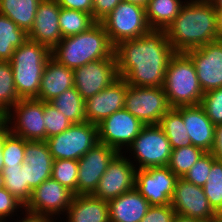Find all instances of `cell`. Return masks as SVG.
I'll list each match as a JSON object with an SVG mask.
<instances>
[{
  "mask_svg": "<svg viewBox=\"0 0 222 222\" xmlns=\"http://www.w3.org/2000/svg\"><path fill=\"white\" fill-rule=\"evenodd\" d=\"M122 1L136 4L142 7H145L148 2V0H122Z\"/></svg>",
  "mask_w": 222,
  "mask_h": 222,
  "instance_id": "51",
  "label": "cell"
},
{
  "mask_svg": "<svg viewBox=\"0 0 222 222\" xmlns=\"http://www.w3.org/2000/svg\"><path fill=\"white\" fill-rule=\"evenodd\" d=\"M74 196L73 191L50 177L32 191L24 210L35 214L56 216V218L59 215L61 219L62 215L65 216Z\"/></svg>",
  "mask_w": 222,
  "mask_h": 222,
  "instance_id": "14",
  "label": "cell"
},
{
  "mask_svg": "<svg viewBox=\"0 0 222 222\" xmlns=\"http://www.w3.org/2000/svg\"><path fill=\"white\" fill-rule=\"evenodd\" d=\"M28 40V33L0 14V61H10L16 48Z\"/></svg>",
  "mask_w": 222,
  "mask_h": 222,
  "instance_id": "27",
  "label": "cell"
},
{
  "mask_svg": "<svg viewBox=\"0 0 222 222\" xmlns=\"http://www.w3.org/2000/svg\"><path fill=\"white\" fill-rule=\"evenodd\" d=\"M95 23L91 14L60 7L59 25L62 38L80 34Z\"/></svg>",
  "mask_w": 222,
  "mask_h": 222,
  "instance_id": "31",
  "label": "cell"
},
{
  "mask_svg": "<svg viewBox=\"0 0 222 222\" xmlns=\"http://www.w3.org/2000/svg\"><path fill=\"white\" fill-rule=\"evenodd\" d=\"M200 106L214 125L222 124V87L204 93Z\"/></svg>",
  "mask_w": 222,
  "mask_h": 222,
  "instance_id": "40",
  "label": "cell"
},
{
  "mask_svg": "<svg viewBox=\"0 0 222 222\" xmlns=\"http://www.w3.org/2000/svg\"><path fill=\"white\" fill-rule=\"evenodd\" d=\"M216 11H222V0H211Z\"/></svg>",
  "mask_w": 222,
  "mask_h": 222,
  "instance_id": "53",
  "label": "cell"
},
{
  "mask_svg": "<svg viewBox=\"0 0 222 222\" xmlns=\"http://www.w3.org/2000/svg\"><path fill=\"white\" fill-rule=\"evenodd\" d=\"M163 89L171 108L200 105L204 92L195 65L185 52H176L170 58Z\"/></svg>",
  "mask_w": 222,
  "mask_h": 222,
  "instance_id": "5",
  "label": "cell"
},
{
  "mask_svg": "<svg viewBox=\"0 0 222 222\" xmlns=\"http://www.w3.org/2000/svg\"><path fill=\"white\" fill-rule=\"evenodd\" d=\"M208 222H222V213H216L215 216Z\"/></svg>",
  "mask_w": 222,
  "mask_h": 222,
  "instance_id": "54",
  "label": "cell"
},
{
  "mask_svg": "<svg viewBox=\"0 0 222 222\" xmlns=\"http://www.w3.org/2000/svg\"><path fill=\"white\" fill-rule=\"evenodd\" d=\"M41 0H0V14L10 18L27 33L34 24L37 7Z\"/></svg>",
  "mask_w": 222,
  "mask_h": 222,
  "instance_id": "26",
  "label": "cell"
},
{
  "mask_svg": "<svg viewBox=\"0 0 222 222\" xmlns=\"http://www.w3.org/2000/svg\"><path fill=\"white\" fill-rule=\"evenodd\" d=\"M118 78L116 59H100L74 69V87L85 100Z\"/></svg>",
  "mask_w": 222,
  "mask_h": 222,
  "instance_id": "17",
  "label": "cell"
},
{
  "mask_svg": "<svg viewBox=\"0 0 222 222\" xmlns=\"http://www.w3.org/2000/svg\"><path fill=\"white\" fill-rule=\"evenodd\" d=\"M218 38L222 40V11H217Z\"/></svg>",
  "mask_w": 222,
  "mask_h": 222,
  "instance_id": "50",
  "label": "cell"
},
{
  "mask_svg": "<svg viewBox=\"0 0 222 222\" xmlns=\"http://www.w3.org/2000/svg\"><path fill=\"white\" fill-rule=\"evenodd\" d=\"M20 99L10 61H0V108L8 112Z\"/></svg>",
  "mask_w": 222,
  "mask_h": 222,
  "instance_id": "35",
  "label": "cell"
},
{
  "mask_svg": "<svg viewBox=\"0 0 222 222\" xmlns=\"http://www.w3.org/2000/svg\"><path fill=\"white\" fill-rule=\"evenodd\" d=\"M2 142H3V134H0V171L3 169Z\"/></svg>",
  "mask_w": 222,
  "mask_h": 222,
  "instance_id": "52",
  "label": "cell"
},
{
  "mask_svg": "<svg viewBox=\"0 0 222 222\" xmlns=\"http://www.w3.org/2000/svg\"><path fill=\"white\" fill-rule=\"evenodd\" d=\"M165 33L175 52H186L219 40L217 11L211 0H186Z\"/></svg>",
  "mask_w": 222,
  "mask_h": 222,
  "instance_id": "2",
  "label": "cell"
},
{
  "mask_svg": "<svg viewBox=\"0 0 222 222\" xmlns=\"http://www.w3.org/2000/svg\"><path fill=\"white\" fill-rule=\"evenodd\" d=\"M176 212L170 204L150 206L140 222H172Z\"/></svg>",
  "mask_w": 222,
  "mask_h": 222,
  "instance_id": "42",
  "label": "cell"
},
{
  "mask_svg": "<svg viewBox=\"0 0 222 222\" xmlns=\"http://www.w3.org/2000/svg\"><path fill=\"white\" fill-rule=\"evenodd\" d=\"M193 61L203 92L222 87V40L185 52Z\"/></svg>",
  "mask_w": 222,
  "mask_h": 222,
  "instance_id": "16",
  "label": "cell"
},
{
  "mask_svg": "<svg viewBox=\"0 0 222 222\" xmlns=\"http://www.w3.org/2000/svg\"><path fill=\"white\" fill-rule=\"evenodd\" d=\"M124 108L144 125L159 124L171 109L163 87H137L128 85Z\"/></svg>",
  "mask_w": 222,
  "mask_h": 222,
  "instance_id": "9",
  "label": "cell"
},
{
  "mask_svg": "<svg viewBox=\"0 0 222 222\" xmlns=\"http://www.w3.org/2000/svg\"><path fill=\"white\" fill-rule=\"evenodd\" d=\"M53 160H79L98 143V126L88 121L72 124L60 134L45 140Z\"/></svg>",
  "mask_w": 222,
  "mask_h": 222,
  "instance_id": "8",
  "label": "cell"
},
{
  "mask_svg": "<svg viewBox=\"0 0 222 222\" xmlns=\"http://www.w3.org/2000/svg\"><path fill=\"white\" fill-rule=\"evenodd\" d=\"M25 208V205L13 196L5 187L0 189V222H6L7 218L17 214L18 209Z\"/></svg>",
  "mask_w": 222,
  "mask_h": 222,
  "instance_id": "41",
  "label": "cell"
},
{
  "mask_svg": "<svg viewBox=\"0 0 222 222\" xmlns=\"http://www.w3.org/2000/svg\"><path fill=\"white\" fill-rule=\"evenodd\" d=\"M119 152L104 143H96L78 160L77 195L92 194L109 163Z\"/></svg>",
  "mask_w": 222,
  "mask_h": 222,
  "instance_id": "15",
  "label": "cell"
},
{
  "mask_svg": "<svg viewBox=\"0 0 222 222\" xmlns=\"http://www.w3.org/2000/svg\"><path fill=\"white\" fill-rule=\"evenodd\" d=\"M51 177L77 195L78 161L70 159L53 160Z\"/></svg>",
  "mask_w": 222,
  "mask_h": 222,
  "instance_id": "37",
  "label": "cell"
},
{
  "mask_svg": "<svg viewBox=\"0 0 222 222\" xmlns=\"http://www.w3.org/2000/svg\"><path fill=\"white\" fill-rule=\"evenodd\" d=\"M158 125L166 134L172 149L192 145L186 127L183 123L182 115L175 108H171L161 118Z\"/></svg>",
  "mask_w": 222,
  "mask_h": 222,
  "instance_id": "29",
  "label": "cell"
},
{
  "mask_svg": "<svg viewBox=\"0 0 222 222\" xmlns=\"http://www.w3.org/2000/svg\"><path fill=\"white\" fill-rule=\"evenodd\" d=\"M97 126L98 142L122 153L139 135L145 125L123 108L104 119Z\"/></svg>",
  "mask_w": 222,
  "mask_h": 222,
  "instance_id": "13",
  "label": "cell"
},
{
  "mask_svg": "<svg viewBox=\"0 0 222 222\" xmlns=\"http://www.w3.org/2000/svg\"><path fill=\"white\" fill-rule=\"evenodd\" d=\"M4 188V177L0 171V189Z\"/></svg>",
  "mask_w": 222,
  "mask_h": 222,
  "instance_id": "55",
  "label": "cell"
},
{
  "mask_svg": "<svg viewBox=\"0 0 222 222\" xmlns=\"http://www.w3.org/2000/svg\"><path fill=\"white\" fill-rule=\"evenodd\" d=\"M26 140L11 133L8 129L3 133L2 155L3 166H18L24 163Z\"/></svg>",
  "mask_w": 222,
  "mask_h": 222,
  "instance_id": "36",
  "label": "cell"
},
{
  "mask_svg": "<svg viewBox=\"0 0 222 222\" xmlns=\"http://www.w3.org/2000/svg\"><path fill=\"white\" fill-rule=\"evenodd\" d=\"M203 190L213 211L222 213V161L215 160L212 163Z\"/></svg>",
  "mask_w": 222,
  "mask_h": 222,
  "instance_id": "33",
  "label": "cell"
},
{
  "mask_svg": "<svg viewBox=\"0 0 222 222\" xmlns=\"http://www.w3.org/2000/svg\"><path fill=\"white\" fill-rule=\"evenodd\" d=\"M43 115L44 101L36 98L20 99L7 112L8 130L25 140L45 141L46 128Z\"/></svg>",
  "mask_w": 222,
  "mask_h": 222,
  "instance_id": "10",
  "label": "cell"
},
{
  "mask_svg": "<svg viewBox=\"0 0 222 222\" xmlns=\"http://www.w3.org/2000/svg\"><path fill=\"white\" fill-rule=\"evenodd\" d=\"M101 23L114 46L124 40L139 38L151 30L145 7L124 1H121Z\"/></svg>",
  "mask_w": 222,
  "mask_h": 222,
  "instance_id": "7",
  "label": "cell"
},
{
  "mask_svg": "<svg viewBox=\"0 0 222 222\" xmlns=\"http://www.w3.org/2000/svg\"><path fill=\"white\" fill-rule=\"evenodd\" d=\"M74 87V70L50 57L44 68L37 100L50 102L67 89Z\"/></svg>",
  "mask_w": 222,
  "mask_h": 222,
  "instance_id": "22",
  "label": "cell"
},
{
  "mask_svg": "<svg viewBox=\"0 0 222 222\" xmlns=\"http://www.w3.org/2000/svg\"><path fill=\"white\" fill-rule=\"evenodd\" d=\"M126 153H118L109 163L96 190L91 194L96 198L109 201L133 190L136 183L137 168Z\"/></svg>",
  "mask_w": 222,
  "mask_h": 222,
  "instance_id": "11",
  "label": "cell"
},
{
  "mask_svg": "<svg viewBox=\"0 0 222 222\" xmlns=\"http://www.w3.org/2000/svg\"><path fill=\"white\" fill-rule=\"evenodd\" d=\"M4 187L24 205L30 200L32 190L25 176V163L18 166H3Z\"/></svg>",
  "mask_w": 222,
  "mask_h": 222,
  "instance_id": "30",
  "label": "cell"
},
{
  "mask_svg": "<svg viewBox=\"0 0 222 222\" xmlns=\"http://www.w3.org/2000/svg\"><path fill=\"white\" fill-rule=\"evenodd\" d=\"M60 6L57 0H41L28 39L52 50L62 39L59 25Z\"/></svg>",
  "mask_w": 222,
  "mask_h": 222,
  "instance_id": "20",
  "label": "cell"
},
{
  "mask_svg": "<svg viewBox=\"0 0 222 222\" xmlns=\"http://www.w3.org/2000/svg\"><path fill=\"white\" fill-rule=\"evenodd\" d=\"M122 0H93V18L101 22Z\"/></svg>",
  "mask_w": 222,
  "mask_h": 222,
  "instance_id": "43",
  "label": "cell"
},
{
  "mask_svg": "<svg viewBox=\"0 0 222 222\" xmlns=\"http://www.w3.org/2000/svg\"><path fill=\"white\" fill-rule=\"evenodd\" d=\"M65 215L66 222H110L108 201L91 194L75 195Z\"/></svg>",
  "mask_w": 222,
  "mask_h": 222,
  "instance_id": "24",
  "label": "cell"
},
{
  "mask_svg": "<svg viewBox=\"0 0 222 222\" xmlns=\"http://www.w3.org/2000/svg\"><path fill=\"white\" fill-rule=\"evenodd\" d=\"M172 222H205V221L176 214Z\"/></svg>",
  "mask_w": 222,
  "mask_h": 222,
  "instance_id": "49",
  "label": "cell"
},
{
  "mask_svg": "<svg viewBox=\"0 0 222 222\" xmlns=\"http://www.w3.org/2000/svg\"><path fill=\"white\" fill-rule=\"evenodd\" d=\"M49 103L63 113L72 124L82 123L85 118V99L75 87L67 89Z\"/></svg>",
  "mask_w": 222,
  "mask_h": 222,
  "instance_id": "28",
  "label": "cell"
},
{
  "mask_svg": "<svg viewBox=\"0 0 222 222\" xmlns=\"http://www.w3.org/2000/svg\"><path fill=\"white\" fill-rule=\"evenodd\" d=\"M52 175V170H37L25 163V176L29 188L33 191L45 180L49 179Z\"/></svg>",
  "mask_w": 222,
  "mask_h": 222,
  "instance_id": "44",
  "label": "cell"
},
{
  "mask_svg": "<svg viewBox=\"0 0 222 222\" xmlns=\"http://www.w3.org/2000/svg\"><path fill=\"white\" fill-rule=\"evenodd\" d=\"M43 119L45 121L46 139L62 133L72 125L65 115L49 102H44Z\"/></svg>",
  "mask_w": 222,
  "mask_h": 222,
  "instance_id": "38",
  "label": "cell"
},
{
  "mask_svg": "<svg viewBox=\"0 0 222 222\" xmlns=\"http://www.w3.org/2000/svg\"><path fill=\"white\" fill-rule=\"evenodd\" d=\"M178 179L168 166L137 169L135 188L151 206L168 205Z\"/></svg>",
  "mask_w": 222,
  "mask_h": 222,
  "instance_id": "12",
  "label": "cell"
},
{
  "mask_svg": "<svg viewBox=\"0 0 222 222\" xmlns=\"http://www.w3.org/2000/svg\"><path fill=\"white\" fill-rule=\"evenodd\" d=\"M24 212H25V215H23L24 217H22L21 220H17L15 222H55L57 220L56 217L49 215L35 214L32 212H28L26 210H24Z\"/></svg>",
  "mask_w": 222,
  "mask_h": 222,
  "instance_id": "47",
  "label": "cell"
},
{
  "mask_svg": "<svg viewBox=\"0 0 222 222\" xmlns=\"http://www.w3.org/2000/svg\"><path fill=\"white\" fill-rule=\"evenodd\" d=\"M183 118L192 145L210 152L214 143L215 125L200 105L175 108Z\"/></svg>",
  "mask_w": 222,
  "mask_h": 222,
  "instance_id": "21",
  "label": "cell"
},
{
  "mask_svg": "<svg viewBox=\"0 0 222 222\" xmlns=\"http://www.w3.org/2000/svg\"><path fill=\"white\" fill-rule=\"evenodd\" d=\"M204 153L194 145L173 149L168 167L178 178H183Z\"/></svg>",
  "mask_w": 222,
  "mask_h": 222,
  "instance_id": "32",
  "label": "cell"
},
{
  "mask_svg": "<svg viewBox=\"0 0 222 222\" xmlns=\"http://www.w3.org/2000/svg\"><path fill=\"white\" fill-rule=\"evenodd\" d=\"M216 158L210 153L205 152L184 175L183 179L199 187H203Z\"/></svg>",
  "mask_w": 222,
  "mask_h": 222,
  "instance_id": "39",
  "label": "cell"
},
{
  "mask_svg": "<svg viewBox=\"0 0 222 222\" xmlns=\"http://www.w3.org/2000/svg\"><path fill=\"white\" fill-rule=\"evenodd\" d=\"M170 205L178 215L205 222L210 221L216 214L209 205L203 187L183 178H179L176 182Z\"/></svg>",
  "mask_w": 222,
  "mask_h": 222,
  "instance_id": "18",
  "label": "cell"
},
{
  "mask_svg": "<svg viewBox=\"0 0 222 222\" xmlns=\"http://www.w3.org/2000/svg\"><path fill=\"white\" fill-rule=\"evenodd\" d=\"M8 129L7 111L0 108V134H3Z\"/></svg>",
  "mask_w": 222,
  "mask_h": 222,
  "instance_id": "48",
  "label": "cell"
},
{
  "mask_svg": "<svg viewBox=\"0 0 222 222\" xmlns=\"http://www.w3.org/2000/svg\"><path fill=\"white\" fill-rule=\"evenodd\" d=\"M108 205L110 222H140L151 206L136 188L109 200Z\"/></svg>",
  "mask_w": 222,
  "mask_h": 222,
  "instance_id": "23",
  "label": "cell"
},
{
  "mask_svg": "<svg viewBox=\"0 0 222 222\" xmlns=\"http://www.w3.org/2000/svg\"><path fill=\"white\" fill-rule=\"evenodd\" d=\"M24 163L31 169L52 170L53 157L45 141L26 140Z\"/></svg>",
  "mask_w": 222,
  "mask_h": 222,
  "instance_id": "34",
  "label": "cell"
},
{
  "mask_svg": "<svg viewBox=\"0 0 222 222\" xmlns=\"http://www.w3.org/2000/svg\"><path fill=\"white\" fill-rule=\"evenodd\" d=\"M126 150L123 153L129 151V157H134L130 161L137 163V169H147L168 166L173 149L162 128L156 124L145 125Z\"/></svg>",
  "mask_w": 222,
  "mask_h": 222,
  "instance_id": "6",
  "label": "cell"
},
{
  "mask_svg": "<svg viewBox=\"0 0 222 222\" xmlns=\"http://www.w3.org/2000/svg\"><path fill=\"white\" fill-rule=\"evenodd\" d=\"M127 88V82L119 77L101 92L86 99V121L98 125L116 111L123 109Z\"/></svg>",
  "mask_w": 222,
  "mask_h": 222,
  "instance_id": "19",
  "label": "cell"
},
{
  "mask_svg": "<svg viewBox=\"0 0 222 222\" xmlns=\"http://www.w3.org/2000/svg\"><path fill=\"white\" fill-rule=\"evenodd\" d=\"M114 48L102 23L96 22L80 34L62 38L51 50V57L74 70L92 61L116 59Z\"/></svg>",
  "mask_w": 222,
  "mask_h": 222,
  "instance_id": "3",
  "label": "cell"
},
{
  "mask_svg": "<svg viewBox=\"0 0 222 222\" xmlns=\"http://www.w3.org/2000/svg\"><path fill=\"white\" fill-rule=\"evenodd\" d=\"M61 8L86 12L93 16V0H57Z\"/></svg>",
  "mask_w": 222,
  "mask_h": 222,
  "instance_id": "45",
  "label": "cell"
},
{
  "mask_svg": "<svg viewBox=\"0 0 222 222\" xmlns=\"http://www.w3.org/2000/svg\"><path fill=\"white\" fill-rule=\"evenodd\" d=\"M175 53L165 30L157 29L121 41L114 48L119 77L137 87H163L169 60Z\"/></svg>",
  "mask_w": 222,
  "mask_h": 222,
  "instance_id": "1",
  "label": "cell"
},
{
  "mask_svg": "<svg viewBox=\"0 0 222 222\" xmlns=\"http://www.w3.org/2000/svg\"><path fill=\"white\" fill-rule=\"evenodd\" d=\"M51 50L38 42L25 41L16 48L10 60L14 85L21 99L37 98L44 68Z\"/></svg>",
  "mask_w": 222,
  "mask_h": 222,
  "instance_id": "4",
  "label": "cell"
},
{
  "mask_svg": "<svg viewBox=\"0 0 222 222\" xmlns=\"http://www.w3.org/2000/svg\"><path fill=\"white\" fill-rule=\"evenodd\" d=\"M210 153L222 161V124L215 125L214 143Z\"/></svg>",
  "mask_w": 222,
  "mask_h": 222,
  "instance_id": "46",
  "label": "cell"
},
{
  "mask_svg": "<svg viewBox=\"0 0 222 222\" xmlns=\"http://www.w3.org/2000/svg\"><path fill=\"white\" fill-rule=\"evenodd\" d=\"M185 2L181 0H148L145 13L150 28L165 30L179 15Z\"/></svg>",
  "mask_w": 222,
  "mask_h": 222,
  "instance_id": "25",
  "label": "cell"
}]
</instances>
